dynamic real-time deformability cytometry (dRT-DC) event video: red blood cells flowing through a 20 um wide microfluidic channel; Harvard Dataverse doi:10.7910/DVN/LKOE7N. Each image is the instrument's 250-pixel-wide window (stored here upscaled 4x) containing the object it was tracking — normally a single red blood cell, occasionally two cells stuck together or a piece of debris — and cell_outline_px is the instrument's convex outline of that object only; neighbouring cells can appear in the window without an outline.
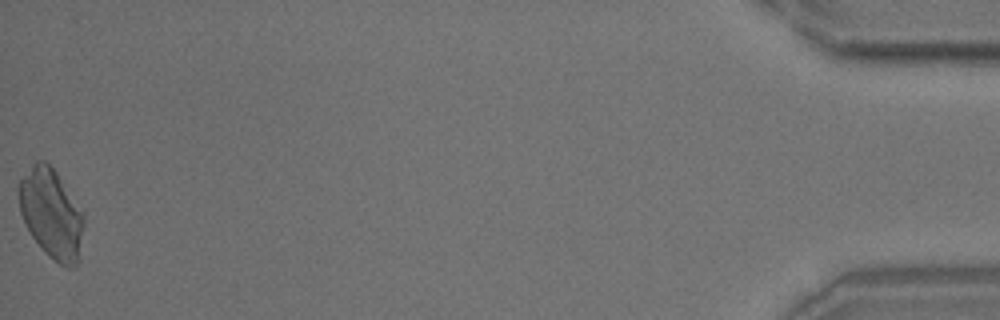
{"species": "common noctule bat (a hibernating species)", "species_latin": "Nyctalus noctula", "temperature_condition": "room temperature", "stored_images_in_passage": 38, "camera_frame_rate_fps": 3000, "um_per_image_px": 0.085, "animal": {"sex": "male", "body_mass_g": 18.8}, "frame": {"image": 1, "passage_image": 38, "time_ms": 12.333, "image_size_px": [1000, 320], "cell_outline_px": [[84, 224], [80, 260], [76, 268], [64, 268], [48, 256], [44, 252], [32, 236], [24, 224], [20, 212], [20, 180], [32, 164], [36, 160], [44, 160], [56, 172], [84, 212]], "centroid_in_image_um": [4.41, 18.23], "position_along_channel_um": 430.8, "area_um2": 34.16}}